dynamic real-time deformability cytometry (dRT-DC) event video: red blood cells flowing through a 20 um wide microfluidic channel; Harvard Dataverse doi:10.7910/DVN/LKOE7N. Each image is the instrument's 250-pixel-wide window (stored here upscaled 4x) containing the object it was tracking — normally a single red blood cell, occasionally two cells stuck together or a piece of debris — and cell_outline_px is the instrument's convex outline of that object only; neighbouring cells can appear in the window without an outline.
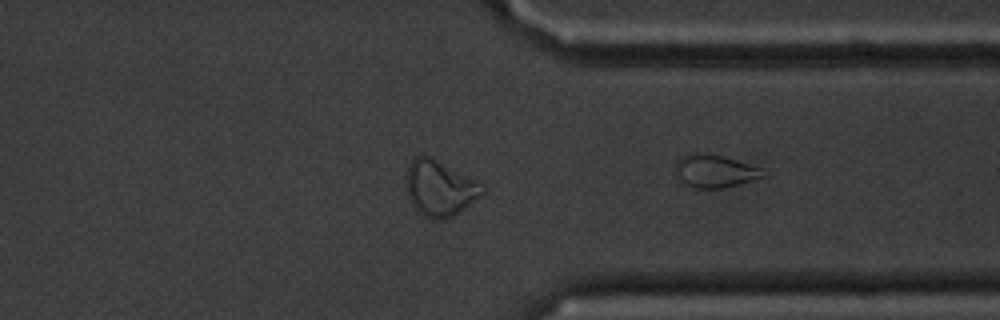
{"species": "common noctule bat (a hibernating species)", "species_latin": "Nyctalus noctula", "temperature_condition": "cold", "stored_images_in_passage": 30, "segment_of_instrument_passage": [2, 2], "camera_frame_rate_fps": 3000, "um_per_image_px": 0.085, "animal": {"sex": "male", "body_mass_g": 20.1, "forearm_length_mm": 53.5}, "frame": {"image": 1, "passage_image": 30, "time_ms": 9.667, "image_size_px": [1000, 320], "cell_outline_px": [[768, 176], [720, 188], [696, 188], [680, 180], [672, 168], [676, 160], [680, 156], [688, 152], [704, 152], [720, 156], [760, 168]], "centroid_in_image_um": [60.66, 14.51], "position_along_channel_um": 350.7, "area_um2": 16.7}}